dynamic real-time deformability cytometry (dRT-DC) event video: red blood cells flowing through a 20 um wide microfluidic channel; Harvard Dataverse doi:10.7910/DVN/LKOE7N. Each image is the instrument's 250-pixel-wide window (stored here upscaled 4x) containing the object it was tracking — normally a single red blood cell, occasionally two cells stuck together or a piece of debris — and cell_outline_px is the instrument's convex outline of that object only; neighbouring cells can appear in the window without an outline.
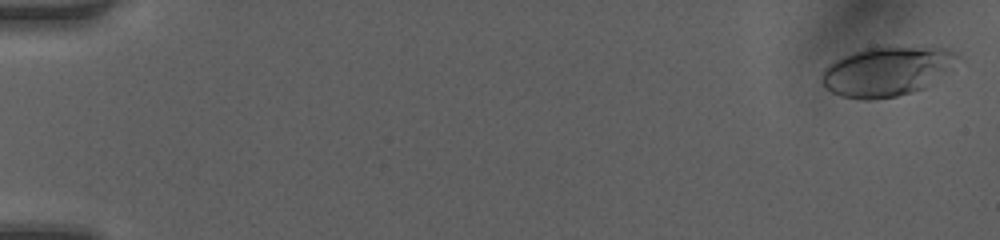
{"species": "human", "species_latin": "Homo sapiens", "temperature_condition": "room temperature", "stored_images_in_passage": 8, "camera_frame_rate_fps": 3000, "um_per_image_px": 0.085, "donor": {"sex": "female"}, "frame": {"image": 1, "passage_image": 1, "time_ms": 0.0, "image_size_px": [1000, 240], "cell_outline_px": [[956, 56], [924, 88], [912, 92], [896, 96], [868, 100], [864, 100], [840, 96], [832, 92], [820, 80], [820, 76], [824, 68], [828, 64], [844, 56], [864, 48], [888, 44], [932, 44], [948, 48]], "centroid_in_image_um": [75.28, 5.99], "position_along_channel_um": 9.7, "area_um2": 39.19}}